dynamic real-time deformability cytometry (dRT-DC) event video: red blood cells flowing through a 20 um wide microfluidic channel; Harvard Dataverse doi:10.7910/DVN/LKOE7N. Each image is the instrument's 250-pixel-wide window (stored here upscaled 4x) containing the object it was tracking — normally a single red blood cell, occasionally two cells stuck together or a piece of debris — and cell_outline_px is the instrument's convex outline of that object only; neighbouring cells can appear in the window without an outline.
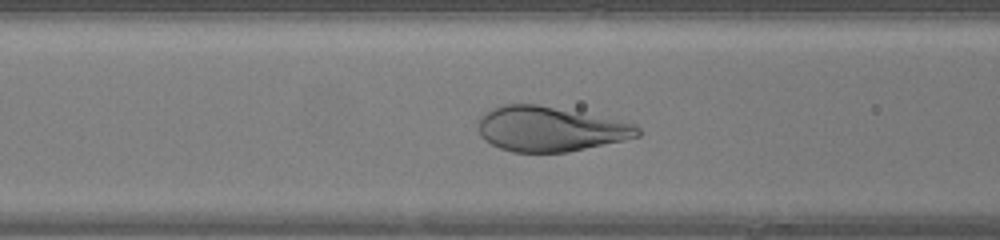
{"species": "human", "species_latin": "Homo sapiens", "temperature_condition": "warm", "stored_images_in_passage": 27, "camera_frame_rate_fps": 3000, "um_per_image_px": 0.085, "donor": {"sex": "female"}, "frame": {"image": 1, "passage_image": 6, "time_ms": 1.667, "image_size_px": [1000, 240], "cell_outline_px": [[640, 136], [568, 152], [512, 152], [500, 148], [484, 140], [480, 136], [476, 120], [480, 116], [492, 108], [504, 104], [536, 104], [636, 124], [640, 128]], "centroid_in_image_um": [46.68, 10.97], "position_along_channel_um": 119.9, "area_um2": 41.38}}
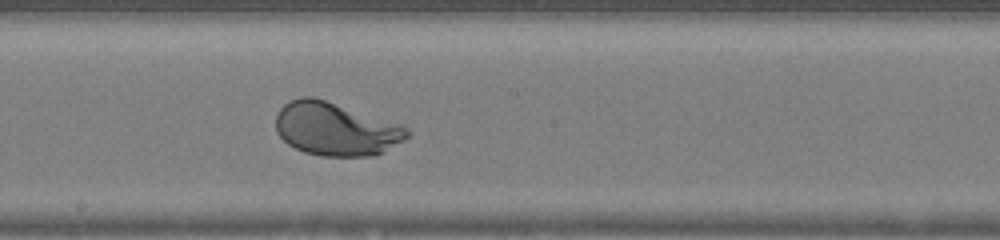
{"frame": {"image": 2, "passage_image": 13, "time_ms": 4.0, "image_size_px": [1000, 240], "cell_outline_px": [[412, 132], [404, 140], [384, 152], [372, 156], [324, 156], [304, 152], [288, 144], [276, 132], [276, 112], [288, 100], [300, 96], [312, 96], [404, 124]], "centroid_in_image_um": [28.56, 10.95], "position_along_channel_um": 219.6, "area_um2": 41.21}}
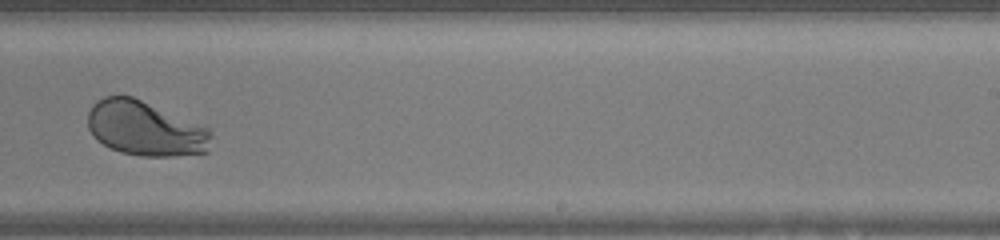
{"frame": {"image": 3, "passage_image": 17, "time_ms": 5.333, "image_size_px": [1000, 240], "cell_outline_px": [[212, 136], [208, 152], [172, 156], [140, 156], [120, 152], [108, 148], [96, 140], [92, 136], [88, 128], [88, 112], [92, 104], [96, 100], [104, 96], [132, 96], [208, 128], [212, 132]], "centroid_in_image_um": [12.3, 10.94], "position_along_channel_um": 276.7, "area_um2": 39.42}, "authors_computed_cell_mechanics": {"area_um2": 41.3848, "velocity_mm_per_s": 4.2909, "shape_relaxation_time_tau1_ms": 2.8705, "shape_relaxation_time_tau2_ms": null, "deformation_change_tau1": 0.1764, "deformation_change_tau2": null}}